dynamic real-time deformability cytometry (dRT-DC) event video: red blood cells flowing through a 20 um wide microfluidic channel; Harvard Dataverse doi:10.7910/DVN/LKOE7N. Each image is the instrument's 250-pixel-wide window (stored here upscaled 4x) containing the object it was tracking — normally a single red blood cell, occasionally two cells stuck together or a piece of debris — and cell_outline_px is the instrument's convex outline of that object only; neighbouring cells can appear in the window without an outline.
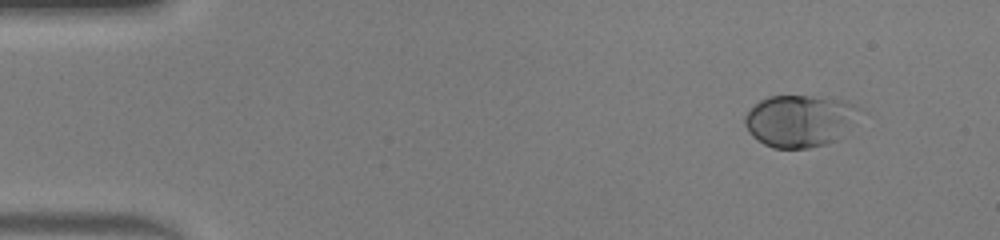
{"species": "human", "species_latin": "Homo sapiens", "temperature_condition": "warm", "stored_images_in_passage": 44, "camera_frame_rate_fps": 3000, "um_per_image_px": 0.085, "donor": {"sex": "male"}, "frame": {"image": 1, "passage_image": 1, "time_ms": 0.0, "image_size_px": [1000, 240], "cell_outline_px": [[868, 112], [836, 140], [828, 144], [808, 148], [772, 148], [764, 144], [752, 136], [748, 132], [744, 124], [744, 116], [760, 100], [768, 96], [812, 96], [844, 100], [864, 108]], "centroid_in_image_um": [68.08, 10.26], "position_along_channel_um": 16.9, "area_um2": 35.55}}
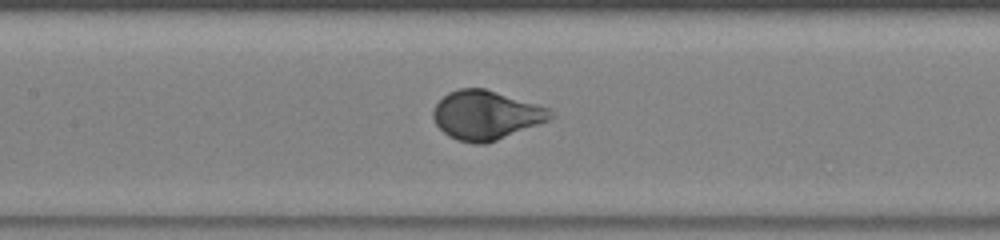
{"frame": {"image": 2, "passage_image": 19, "time_ms": 6.0, "image_size_px": [1000, 240], "cell_outline_px": [[556, 116], [548, 120], [496, 140], [484, 144], [476, 144], [456, 140], [448, 136], [436, 124], [432, 116], [432, 108], [448, 92], [460, 88], [484, 88], [552, 108]], "centroid_in_image_um": [41.31, 9.77], "position_along_channel_um": 166.1, "area_um2": 33.52}}
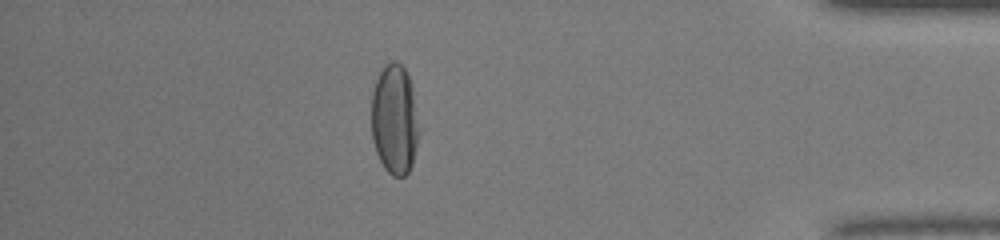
{"frame": {"image": 3, "passage_image": 38, "time_ms": 12.333, "image_size_px": [1000, 240], "cell_outline_px": [[420, 132], [412, 164], [408, 172], [404, 176], [392, 176], [384, 168], [376, 152], [372, 140], [372, 92], [376, 80], [384, 64], [392, 60], [396, 60], [404, 68], [408, 76], [412, 88]], "centroid_in_image_um": [33.54, 10.16], "position_along_channel_um": 401.7, "area_um2": 30.63}, "authors_computed_cell_mechanics": {"area_um2": 32.8304, "velocity_mm_per_s": 4.3395, "shape_relaxation_time_tau1_ms": 2.5226, "shape_relaxation_time_tau2_ms": null, "deformation_change_tau1": 0.1955, "deformation_change_tau2": null}}